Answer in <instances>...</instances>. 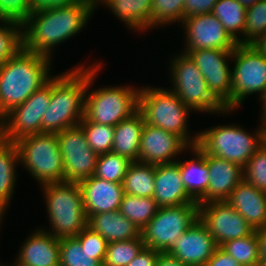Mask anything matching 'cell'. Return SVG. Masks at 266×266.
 <instances>
[{
	"instance_id": "e0dca14e",
	"label": "cell",
	"mask_w": 266,
	"mask_h": 266,
	"mask_svg": "<svg viewBox=\"0 0 266 266\" xmlns=\"http://www.w3.org/2000/svg\"><path fill=\"white\" fill-rule=\"evenodd\" d=\"M217 248L214 237L198 219L166 253L189 266H204Z\"/></svg>"
},
{
	"instance_id": "d6986e66",
	"label": "cell",
	"mask_w": 266,
	"mask_h": 266,
	"mask_svg": "<svg viewBox=\"0 0 266 266\" xmlns=\"http://www.w3.org/2000/svg\"><path fill=\"white\" fill-rule=\"evenodd\" d=\"M209 183L198 204L226 201L231 191L243 180V170L238 164L207 154Z\"/></svg>"
},
{
	"instance_id": "2e32d148",
	"label": "cell",
	"mask_w": 266,
	"mask_h": 266,
	"mask_svg": "<svg viewBox=\"0 0 266 266\" xmlns=\"http://www.w3.org/2000/svg\"><path fill=\"white\" fill-rule=\"evenodd\" d=\"M181 25L187 37L183 53L195 49L234 50L238 45L212 13L186 17Z\"/></svg>"
},
{
	"instance_id": "ba28073f",
	"label": "cell",
	"mask_w": 266,
	"mask_h": 266,
	"mask_svg": "<svg viewBox=\"0 0 266 266\" xmlns=\"http://www.w3.org/2000/svg\"><path fill=\"white\" fill-rule=\"evenodd\" d=\"M197 145L208 155L223 158L243 168L262 146L261 128L251 135L233 124L214 126L198 133Z\"/></svg>"
},
{
	"instance_id": "816d5d0a",
	"label": "cell",
	"mask_w": 266,
	"mask_h": 266,
	"mask_svg": "<svg viewBox=\"0 0 266 266\" xmlns=\"http://www.w3.org/2000/svg\"><path fill=\"white\" fill-rule=\"evenodd\" d=\"M260 101H263V111L261 116H266V89L264 90L263 94L260 96Z\"/></svg>"
},
{
	"instance_id": "4dcf8cb0",
	"label": "cell",
	"mask_w": 266,
	"mask_h": 266,
	"mask_svg": "<svg viewBox=\"0 0 266 266\" xmlns=\"http://www.w3.org/2000/svg\"><path fill=\"white\" fill-rule=\"evenodd\" d=\"M159 209L153 197H139L124 194L120 205V213L142 230L155 216Z\"/></svg>"
},
{
	"instance_id": "4fadbf2b",
	"label": "cell",
	"mask_w": 266,
	"mask_h": 266,
	"mask_svg": "<svg viewBox=\"0 0 266 266\" xmlns=\"http://www.w3.org/2000/svg\"><path fill=\"white\" fill-rule=\"evenodd\" d=\"M64 167V181L80 183L94 175L98 154L88 144L77 125L57 133Z\"/></svg>"
},
{
	"instance_id": "7402d4cb",
	"label": "cell",
	"mask_w": 266,
	"mask_h": 266,
	"mask_svg": "<svg viewBox=\"0 0 266 266\" xmlns=\"http://www.w3.org/2000/svg\"><path fill=\"white\" fill-rule=\"evenodd\" d=\"M21 246L13 266L59 265L60 239L38 229Z\"/></svg>"
},
{
	"instance_id": "7c38bea8",
	"label": "cell",
	"mask_w": 266,
	"mask_h": 266,
	"mask_svg": "<svg viewBox=\"0 0 266 266\" xmlns=\"http://www.w3.org/2000/svg\"><path fill=\"white\" fill-rule=\"evenodd\" d=\"M51 91L52 77L23 104L7 112L2 117L1 139L15 143L23 137L41 133V122L50 104Z\"/></svg>"
},
{
	"instance_id": "9f6ffc18",
	"label": "cell",
	"mask_w": 266,
	"mask_h": 266,
	"mask_svg": "<svg viewBox=\"0 0 266 266\" xmlns=\"http://www.w3.org/2000/svg\"><path fill=\"white\" fill-rule=\"evenodd\" d=\"M258 266H266V264H258Z\"/></svg>"
},
{
	"instance_id": "db71d44e",
	"label": "cell",
	"mask_w": 266,
	"mask_h": 266,
	"mask_svg": "<svg viewBox=\"0 0 266 266\" xmlns=\"http://www.w3.org/2000/svg\"><path fill=\"white\" fill-rule=\"evenodd\" d=\"M6 209H7V205L0 201V223H1L2 217Z\"/></svg>"
},
{
	"instance_id": "7dc6e473",
	"label": "cell",
	"mask_w": 266,
	"mask_h": 266,
	"mask_svg": "<svg viewBox=\"0 0 266 266\" xmlns=\"http://www.w3.org/2000/svg\"><path fill=\"white\" fill-rule=\"evenodd\" d=\"M259 244V264H266V228L257 230Z\"/></svg>"
},
{
	"instance_id": "9c48e42d",
	"label": "cell",
	"mask_w": 266,
	"mask_h": 266,
	"mask_svg": "<svg viewBox=\"0 0 266 266\" xmlns=\"http://www.w3.org/2000/svg\"><path fill=\"white\" fill-rule=\"evenodd\" d=\"M139 91L140 88L131 86H111L86 91L82 120L109 126L117 125L138 111Z\"/></svg>"
},
{
	"instance_id": "c3c4849f",
	"label": "cell",
	"mask_w": 266,
	"mask_h": 266,
	"mask_svg": "<svg viewBox=\"0 0 266 266\" xmlns=\"http://www.w3.org/2000/svg\"><path fill=\"white\" fill-rule=\"evenodd\" d=\"M156 266H189L167 253H160Z\"/></svg>"
},
{
	"instance_id": "8fae6325",
	"label": "cell",
	"mask_w": 266,
	"mask_h": 266,
	"mask_svg": "<svg viewBox=\"0 0 266 266\" xmlns=\"http://www.w3.org/2000/svg\"><path fill=\"white\" fill-rule=\"evenodd\" d=\"M231 111L243 103L247 95L266 89V58L250 44H238L232 52Z\"/></svg>"
},
{
	"instance_id": "8d00e7d4",
	"label": "cell",
	"mask_w": 266,
	"mask_h": 266,
	"mask_svg": "<svg viewBox=\"0 0 266 266\" xmlns=\"http://www.w3.org/2000/svg\"><path fill=\"white\" fill-rule=\"evenodd\" d=\"M185 0H152L151 28L182 22L184 19Z\"/></svg>"
},
{
	"instance_id": "3957f363",
	"label": "cell",
	"mask_w": 266,
	"mask_h": 266,
	"mask_svg": "<svg viewBox=\"0 0 266 266\" xmlns=\"http://www.w3.org/2000/svg\"><path fill=\"white\" fill-rule=\"evenodd\" d=\"M51 59L22 47L0 65L1 117L23 104L52 77L49 72Z\"/></svg>"
},
{
	"instance_id": "e575fe53",
	"label": "cell",
	"mask_w": 266,
	"mask_h": 266,
	"mask_svg": "<svg viewBox=\"0 0 266 266\" xmlns=\"http://www.w3.org/2000/svg\"><path fill=\"white\" fill-rule=\"evenodd\" d=\"M59 264L60 266H103L101 261L92 258L85 249H82L76 237L60 239Z\"/></svg>"
},
{
	"instance_id": "7bdbcfd3",
	"label": "cell",
	"mask_w": 266,
	"mask_h": 266,
	"mask_svg": "<svg viewBox=\"0 0 266 266\" xmlns=\"http://www.w3.org/2000/svg\"><path fill=\"white\" fill-rule=\"evenodd\" d=\"M83 0H30V15L38 12L60 9L68 6L78 5Z\"/></svg>"
},
{
	"instance_id": "d590c367",
	"label": "cell",
	"mask_w": 266,
	"mask_h": 266,
	"mask_svg": "<svg viewBox=\"0 0 266 266\" xmlns=\"http://www.w3.org/2000/svg\"><path fill=\"white\" fill-rule=\"evenodd\" d=\"M79 126L83 129L88 144L98 155L112 151L114 126L98 124L89 120H81Z\"/></svg>"
},
{
	"instance_id": "9a60e30c",
	"label": "cell",
	"mask_w": 266,
	"mask_h": 266,
	"mask_svg": "<svg viewBox=\"0 0 266 266\" xmlns=\"http://www.w3.org/2000/svg\"><path fill=\"white\" fill-rule=\"evenodd\" d=\"M199 219L218 247L229 240L251 235L255 229L226 201L199 205Z\"/></svg>"
},
{
	"instance_id": "ac0fdd59",
	"label": "cell",
	"mask_w": 266,
	"mask_h": 266,
	"mask_svg": "<svg viewBox=\"0 0 266 266\" xmlns=\"http://www.w3.org/2000/svg\"><path fill=\"white\" fill-rule=\"evenodd\" d=\"M190 147L177 135L144 125L139 147V162L160 165L176 162L174 157Z\"/></svg>"
},
{
	"instance_id": "277c9868",
	"label": "cell",
	"mask_w": 266,
	"mask_h": 266,
	"mask_svg": "<svg viewBox=\"0 0 266 266\" xmlns=\"http://www.w3.org/2000/svg\"><path fill=\"white\" fill-rule=\"evenodd\" d=\"M138 111L144 122L179 136L189 147L197 145L198 134L189 137L188 114L192 109L184 104L174 91L167 88L141 87Z\"/></svg>"
},
{
	"instance_id": "f907efd6",
	"label": "cell",
	"mask_w": 266,
	"mask_h": 266,
	"mask_svg": "<svg viewBox=\"0 0 266 266\" xmlns=\"http://www.w3.org/2000/svg\"><path fill=\"white\" fill-rule=\"evenodd\" d=\"M261 120V142L262 146L266 149V116H262Z\"/></svg>"
},
{
	"instance_id": "4316f807",
	"label": "cell",
	"mask_w": 266,
	"mask_h": 266,
	"mask_svg": "<svg viewBox=\"0 0 266 266\" xmlns=\"http://www.w3.org/2000/svg\"><path fill=\"white\" fill-rule=\"evenodd\" d=\"M105 4L129 29H151L152 0H96V6ZM107 4V5H106Z\"/></svg>"
},
{
	"instance_id": "f35d334b",
	"label": "cell",
	"mask_w": 266,
	"mask_h": 266,
	"mask_svg": "<svg viewBox=\"0 0 266 266\" xmlns=\"http://www.w3.org/2000/svg\"><path fill=\"white\" fill-rule=\"evenodd\" d=\"M0 22V65H2L22 48V26L3 20Z\"/></svg>"
},
{
	"instance_id": "5b68a950",
	"label": "cell",
	"mask_w": 266,
	"mask_h": 266,
	"mask_svg": "<svg viewBox=\"0 0 266 266\" xmlns=\"http://www.w3.org/2000/svg\"><path fill=\"white\" fill-rule=\"evenodd\" d=\"M41 187L52 225V231L47 232L58 239L77 236L87 226L88 221L80 184L64 181L46 183Z\"/></svg>"
},
{
	"instance_id": "836d02e7",
	"label": "cell",
	"mask_w": 266,
	"mask_h": 266,
	"mask_svg": "<svg viewBox=\"0 0 266 266\" xmlns=\"http://www.w3.org/2000/svg\"><path fill=\"white\" fill-rule=\"evenodd\" d=\"M144 247L142 236L108 243L103 266H126Z\"/></svg>"
},
{
	"instance_id": "83f0119b",
	"label": "cell",
	"mask_w": 266,
	"mask_h": 266,
	"mask_svg": "<svg viewBox=\"0 0 266 266\" xmlns=\"http://www.w3.org/2000/svg\"><path fill=\"white\" fill-rule=\"evenodd\" d=\"M122 185L125 194L153 197L155 189V165L139 161L131 162Z\"/></svg>"
},
{
	"instance_id": "bcb514c9",
	"label": "cell",
	"mask_w": 266,
	"mask_h": 266,
	"mask_svg": "<svg viewBox=\"0 0 266 266\" xmlns=\"http://www.w3.org/2000/svg\"><path fill=\"white\" fill-rule=\"evenodd\" d=\"M204 266H243L218 247Z\"/></svg>"
},
{
	"instance_id": "603a6c76",
	"label": "cell",
	"mask_w": 266,
	"mask_h": 266,
	"mask_svg": "<svg viewBox=\"0 0 266 266\" xmlns=\"http://www.w3.org/2000/svg\"><path fill=\"white\" fill-rule=\"evenodd\" d=\"M226 202L255 229L266 228V192L242 180Z\"/></svg>"
},
{
	"instance_id": "6da1fadb",
	"label": "cell",
	"mask_w": 266,
	"mask_h": 266,
	"mask_svg": "<svg viewBox=\"0 0 266 266\" xmlns=\"http://www.w3.org/2000/svg\"><path fill=\"white\" fill-rule=\"evenodd\" d=\"M95 8L96 0H83L78 5L31 14L22 25V47L51 58L54 46L77 35Z\"/></svg>"
},
{
	"instance_id": "f6af8a7d",
	"label": "cell",
	"mask_w": 266,
	"mask_h": 266,
	"mask_svg": "<svg viewBox=\"0 0 266 266\" xmlns=\"http://www.w3.org/2000/svg\"><path fill=\"white\" fill-rule=\"evenodd\" d=\"M161 252L144 247L126 266H156Z\"/></svg>"
},
{
	"instance_id": "b9f144b4",
	"label": "cell",
	"mask_w": 266,
	"mask_h": 266,
	"mask_svg": "<svg viewBox=\"0 0 266 266\" xmlns=\"http://www.w3.org/2000/svg\"><path fill=\"white\" fill-rule=\"evenodd\" d=\"M30 0H0V19L23 25L30 16Z\"/></svg>"
},
{
	"instance_id": "5bb4252c",
	"label": "cell",
	"mask_w": 266,
	"mask_h": 266,
	"mask_svg": "<svg viewBox=\"0 0 266 266\" xmlns=\"http://www.w3.org/2000/svg\"><path fill=\"white\" fill-rule=\"evenodd\" d=\"M232 52L224 49H195L186 52L203 74L208 90L226 110H231L232 75L228 59L232 58Z\"/></svg>"
},
{
	"instance_id": "7a4b0ae2",
	"label": "cell",
	"mask_w": 266,
	"mask_h": 266,
	"mask_svg": "<svg viewBox=\"0 0 266 266\" xmlns=\"http://www.w3.org/2000/svg\"><path fill=\"white\" fill-rule=\"evenodd\" d=\"M100 64L86 65V68L81 65L52 76L51 99L43 114L41 133L57 134L79 125L84 117L86 91L93 85Z\"/></svg>"
},
{
	"instance_id": "cb8c5ba5",
	"label": "cell",
	"mask_w": 266,
	"mask_h": 266,
	"mask_svg": "<svg viewBox=\"0 0 266 266\" xmlns=\"http://www.w3.org/2000/svg\"><path fill=\"white\" fill-rule=\"evenodd\" d=\"M87 226L98 232L107 243L135 239L141 236V230L119 210L90 215Z\"/></svg>"
},
{
	"instance_id": "1f68e13d",
	"label": "cell",
	"mask_w": 266,
	"mask_h": 266,
	"mask_svg": "<svg viewBox=\"0 0 266 266\" xmlns=\"http://www.w3.org/2000/svg\"><path fill=\"white\" fill-rule=\"evenodd\" d=\"M220 248L243 266H258L259 264L257 230L249 236L226 241Z\"/></svg>"
},
{
	"instance_id": "f1b7e54d",
	"label": "cell",
	"mask_w": 266,
	"mask_h": 266,
	"mask_svg": "<svg viewBox=\"0 0 266 266\" xmlns=\"http://www.w3.org/2000/svg\"><path fill=\"white\" fill-rule=\"evenodd\" d=\"M19 151L13 142L0 138V201L8 205L14 193Z\"/></svg>"
},
{
	"instance_id": "44dd1931",
	"label": "cell",
	"mask_w": 266,
	"mask_h": 266,
	"mask_svg": "<svg viewBox=\"0 0 266 266\" xmlns=\"http://www.w3.org/2000/svg\"><path fill=\"white\" fill-rule=\"evenodd\" d=\"M154 200L159 207L195 202L187 193L180 176L179 161L155 166Z\"/></svg>"
},
{
	"instance_id": "d4e9b609",
	"label": "cell",
	"mask_w": 266,
	"mask_h": 266,
	"mask_svg": "<svg viewBox=\"0 0 266 266\" xmlns=\"http://www.w3.org/2000/svg\"><path fill=\"white\" fill-rule=\"evenodd\" d=\"M190 148L195 157L187 161L179 160V171L188 195L198 202L205 195L209 183L207 153L198 145Z\"/></svg>"
},
{
	"instance_id": "ffe728a7",
	"label": "cell",
	"mask_w": 266,
	"mask_h": 266,
	"mask_svg": "<svg viewBox=\"0 0 266 266\" xmlns=\"http://www.w3.org/2000/svg\"><path fill=\"white\" fill-rule=\"evenodd\" d=\"M79 184L87 218L90 215L120 209L125 194L121 183L109 182L93 175Z\"/></svg>"
},
{
	"instance_id": "ee69618b",
	"label": "cell",
	"mask_w": 266,
	"mask_h": 266,
	"mask_svg": "<svg viewBox=\"0 0 266 266\" xmlns=\"http://www.w3.org/2000/svg\"><path fill=\"white\" fill-rule=\"evenodd\" d=\"M218 0H185L184 18L211 13Z\"/></svg>"
},
{
	"instance_id": "8992f818",
	"label": "cell",
	"mask_w": 266,
	"mask_h": 266,
	"mask_svg": "<svg viewBox=\"0 0 266 266\" xmlns=\"http://www.w3.org/2000/svg\"><path fill=\"white\" fill-rule=\"evenodd\" d=\"M19 162L40 183L64 182V167L57 134L37 133L15 142Z\"/></svg>"
},
{
	"instance_id": "f5cc1de1",
	"label": "cell",
	"mask_w": 266,
	"mask_h": 266,
	"mask_svg": "<svg viewBox=\"0 0 266 266\" xmlns=\"http://www.w3.org/2000/svg\"><path fill=\"white\" fill-rule=\"evenodd\" d=\"M242 5H244L246 8L252 6L259 0H238Z\"/></svg>"
},
{
	"instance_id": "52a82bcc",
	"label": "cell",
	"mask_w": 266,
	"mask_h": 266,
	"mask_svg": "<svg viewBox=\"0 0 266 266\" xmlns=\"http://www.w3.org/2000/svg\"><path fill=\"white\" fill-rule=\"evenodd\" d=\"M180 54L171 60L173 90H170L193 111L229 114L231 110H226L208 90L207 82L195 62L187 53Z\"/></svg>"
},
{
	"instance_id": "681fc988",
	"label": "cell",
	"mask_w": 266,
	"mask_h": 266,
	"mask_svg": "<svg viewBox=\"0 0 266 266\" xmlns=\"http://www.w3.org/2000/svg\"><path fill=\"white\" fill-rule=\"evenodd\" d=\"M263 57L266 58V33L261 34L255 41L250 44Z\"/></svg>"
},
{
	"instance_id": "60d3db41",
	"label": "cell",
	"mask_w": 266,
	"mask_h": 266,
	"mask_svg": "<svg viewBox=\"0 0 266 266\" xmlns=\"http://www.w3.org/2000/svg\"><path fill=\"white\" fill-rule=\"evenodd\" d=\"M75 237L80 241L82 249H85L92 258L104 262L108 243L98 232L86 226Z\"/></svg>"
},
{
	"instance_id": "484cf974",
	"label": "cell",
	"mask_w": 266,
	"mask_h": 266,
	"mask_svg": "<svg viewBox=\"0 0 266 266\" xmlns=\"http://www.w3.org/2000/svg\"><path fill=\"white\" fill-rule=\"evenodd\" d=\"M144 125L143 115L139 111L115 125L111 152L124 156L132 162L139 161L140 139Z\"/></svg>"
},
{
	"instance_id": "11a10c76",
	"label": "cell",
	"mask_w": 266,
	"mask_h": 266,
	"mask_svg": "<svg viewBox=\"0 0 266 266\" xmlns=\"http://www.w3.org/2000/svg\"><path fill=\"white\" fill-rule=\"evenodd\" d=\"M1 133H2V117L0 116V138H1Z\"/></svg>"
},
{
	"instance_id": "74e56055",
	"label": "cell",
	"mask_w": 266,
	"mask_h": 266,
	"mask_svg": "<svg viewBox=\"0 0 266 266\" xmlns=\"http://www.w3.org/2000/svg\"><path fill=\"white\" fill-rule=\"evenodd\" d=\"M245 17L246 22L240 44H251L261 34L266 33V0H259L248 7Z\"/></svg>"
},
{
	"instance_id": "30bf717a",
	"label": "cell",
	"mask_w": 266,
	"mask_h": 266,
	"mask_svg": "<svg viewBox=\"0 0 266 266\" xmlns=\"http://www.w3.org/2000/svg\"><path fill=\"white\" fill-rule=\"evenodd\" d=\"M198 219V203L159 207L155 216L141 230L144 246L166 253Z\"/></svg>"
},
{
	"instance_id": "f546056e",
	"label": "cell",
	"mask_w": 266,
	"mask_h": 266,
	"mask_svg": "<svg viewBox=\"0 0 266 266\" xmlns=\"http://www.w3.org/2000/svg\"><path fill=\"white\" fill-rule=\"evenodd\" d=\"M247 8L238 0H218L212 14L222 23L231 37L240 44L239 33L243 36ZM238 35V36H237Z\"/></svg>"
},
{
	"instance_id": "ab89813d",
	"label": "cell",
	"mask_w": 266,
	"mask_h": 266,
	"mask_svg": "<svg viewBox=\"0 0 266 266\" xmlns=\"http://www.w3.org/2000/svg\"><path fill=\"white\" fill-rule=\"evenodd\" d=\"M243 180L266 192V149L261 146L242 168Z\"/></svg>"
},
{
	"instance_id": "d6a6232c",
	"label": "cell",
	"mask_w": 266,
	"mask_h": 266,
	"mask_svg": "<svg viewBox=\"0 0 266 266\" xmlns=\"http://www.w3.org/2000/svg\"><path fill=\"white\" fill-rule=\"evenodd\" d=\"M132 161L113 152L99 154L94 176L109 182L121 183Z\"/></svg>"
}]
</instances>
